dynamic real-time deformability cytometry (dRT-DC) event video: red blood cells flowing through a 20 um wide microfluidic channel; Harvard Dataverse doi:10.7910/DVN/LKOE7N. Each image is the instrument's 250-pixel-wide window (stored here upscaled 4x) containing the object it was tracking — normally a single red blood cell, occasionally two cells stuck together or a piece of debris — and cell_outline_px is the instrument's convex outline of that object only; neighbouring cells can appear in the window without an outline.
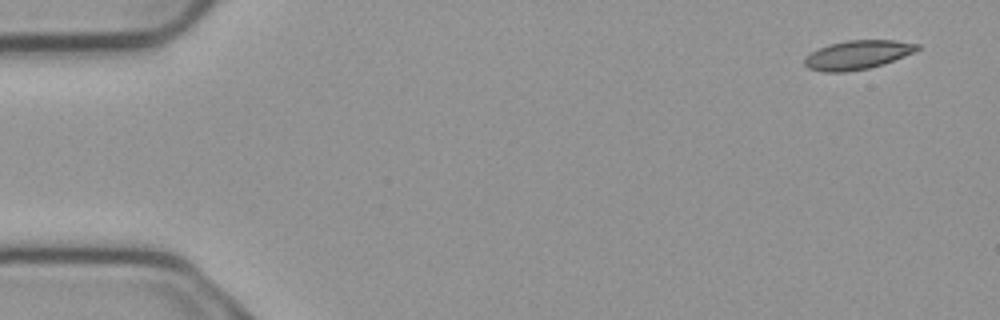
{"species": "common noctule bat (a hibernating species)", "species_latin": "Nyctalus noctula", "temperature_condition": "cold", "stored_images_in_passage": 3, "camera_frame_rate_fps": 3000, "um_per_image_px": 0.085, "animal": {"sex": "male", "body_mass_g": 23.1, "forearm_length_mm": 52.7}, "frame": {"image": 1, "passage_image": 1, "time_ms": 0.0, "image_size_px": [1000, 320], "cell_outline_px": [[920, 48], [904, 56], [884, 64], [868, 68], [844, 72], [824, 72], [808, 68], [804, 64], [804, 60], [812, 52], [828, 44], [848, 40], [896, 40], [920, 44]], "centroid_in_image_um": [72.9, 4.66], "position_along_channel_um": 12.1, "area_um2": 18.84}}